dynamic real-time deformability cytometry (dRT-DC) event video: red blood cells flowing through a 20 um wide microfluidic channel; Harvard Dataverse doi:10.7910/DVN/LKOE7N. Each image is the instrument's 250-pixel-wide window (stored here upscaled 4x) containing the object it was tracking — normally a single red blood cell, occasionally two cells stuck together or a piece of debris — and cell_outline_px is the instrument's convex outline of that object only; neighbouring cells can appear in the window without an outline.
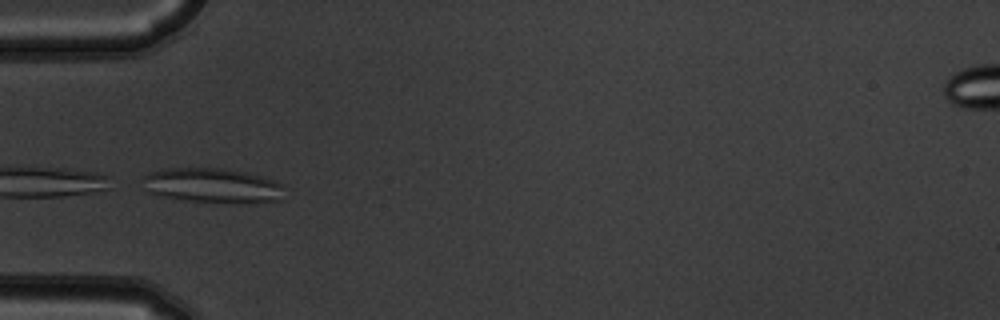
{"species": "common noctule bat (a hibernating species)", "species_latin": "Nyctalus noctula", "temperature_condition": "warm", "stored_images_in_passage": 7, "camera_frame_rate_fps": 3000, "um_per_image_px": 0.085, "animal": {"sex": "male", "body_mass_g": 19.5, "forearm_length_mm": 54.6}, "frame": {"image": 1, "passage_image": 5, "time_ms": 1.333, "image_size_px": [1000, 320], "cell_outline_px": [[284, 188], [280, 200], [248, 204], [188, 200], [156, 196], [148, 192], [144, 176], [160, 168], [228, 168], [276, 180], [284, 184]], "centroid_in_image_um": [18.12, 15.77], "position_along_channel_um": 66.9, "area_um2": 28.9}}
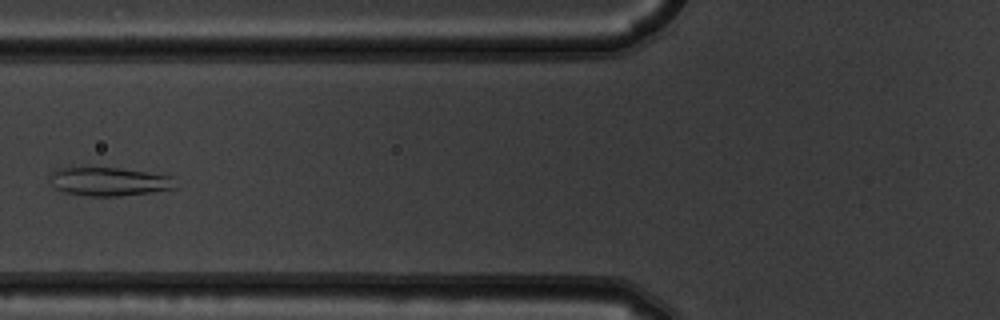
{"frame": {"image": 2, "passage_image": 6, "time_ms": 1.667, "image_size_px": [1000, 320], "cell_outline_px": [[176, 188], [152, 192], [120, 196], [92, 196], [64, 192], [56, 188], [48, 180], [48, 176], [52, 172], [60, 168], [120, 168], [172, 176]], "centroid_in_image_um": [9.25, 15.44], "position_along_channel_um": 116.5, "area_um2": 20.75}}